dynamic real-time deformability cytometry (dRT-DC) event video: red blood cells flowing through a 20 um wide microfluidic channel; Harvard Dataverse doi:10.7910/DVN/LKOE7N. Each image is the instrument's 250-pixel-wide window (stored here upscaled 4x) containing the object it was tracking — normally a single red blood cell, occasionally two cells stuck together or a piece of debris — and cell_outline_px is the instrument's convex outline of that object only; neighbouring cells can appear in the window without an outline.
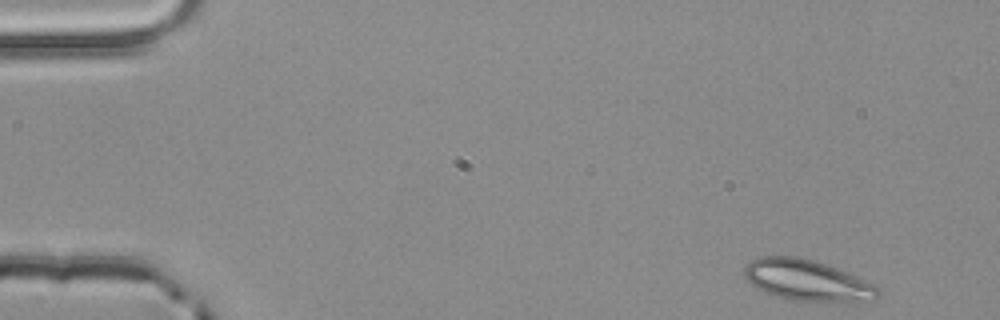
{"species": "common noctule bat (a hibernating species)", "species_latin": "Nyctalus noctula", "temperature_condition": "room temperature", "stored_images_in_passage": 50, "camera_frame_rate_fps": 3000, "um_per_image_px": 0.085, "animal": {"sex": "male", "body_mass_g": 20.4}, "frame": {"image": 1, "passage_image": 1, "time_ms": 0.0, "image_size_px": [1000, 320], "cell_outline_px": [[880, 296], [872, 300], [852, 304], [848, 304], [792, 300], [776, 296], [764, 292], [752, 284], [744, 276], [744, 268], [752, 260], [760, 256], [800, 256], [828, 264], [876, 284], [880, 292]], "centroid_in_image_um": [68.7, 23.86], "position_along_channel_um": 16.3, "area_um2": 32.83}}
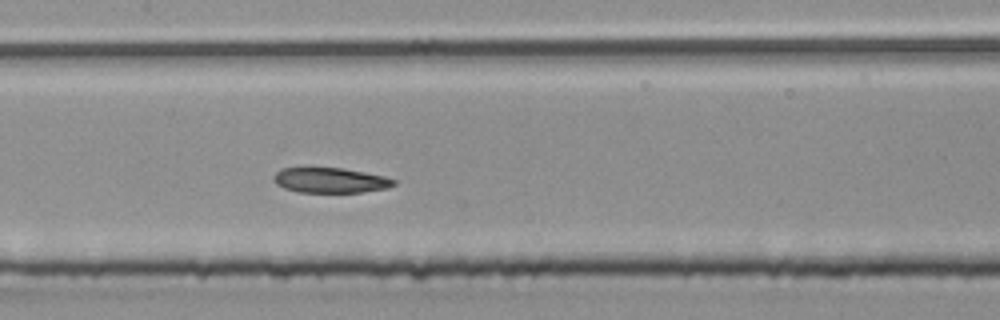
{"frame": {"image": 2, "passage_image": 23, "time_ms": 7.333, "image_size_px": [1000, 320], "cell_outline_px": [[396, 184], [388, 188], [360, 192], [300, 192], [284, 188], [276, 184], [272, 176], [280, 168], [344, 168], [384, 176], [396, 180]], "centroid_in_image_um": [28.07, 15.32], "position_along_channel_um": 179.3, "area_um2": 17.57}}
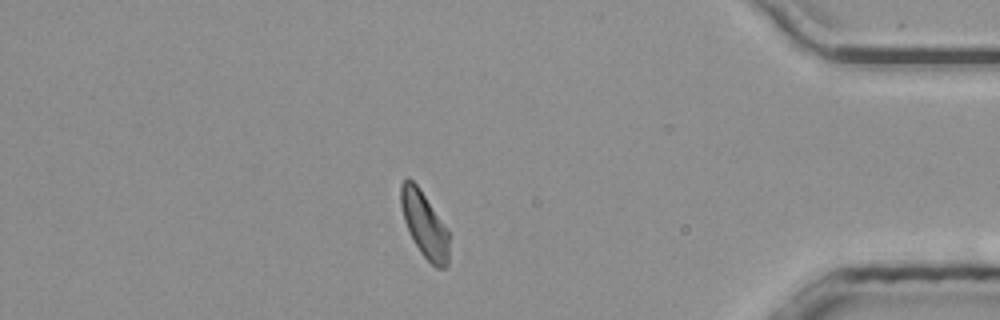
{"frame": {"image": 3, "passage_image": 43, "time_ms": 14.0, "image_size_px": [1000, 320], "cell_outline_px": [[448, 264], [444, 268], [436, 268], [420, 252], [404, 220], [400, 204], [400, 184], [408, 176], [416, 184], [448, 232]], "centroid_in_image_um": [36.05, 19.08], "position_along_channel_um": 399.2, "area_um2": 17.74}}